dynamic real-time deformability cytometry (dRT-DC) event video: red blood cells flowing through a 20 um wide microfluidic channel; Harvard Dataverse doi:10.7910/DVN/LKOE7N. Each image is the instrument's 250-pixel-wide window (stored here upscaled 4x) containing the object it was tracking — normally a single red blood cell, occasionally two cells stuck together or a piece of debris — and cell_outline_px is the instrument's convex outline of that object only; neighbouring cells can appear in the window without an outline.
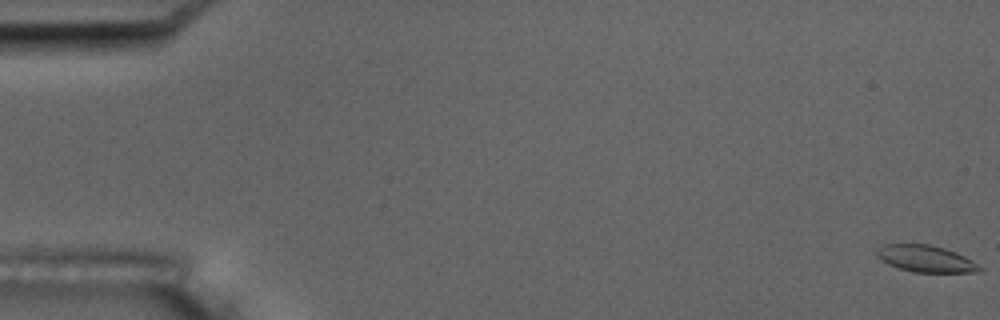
{"species": "common noctule bat (a hibernating species)", "species_latin": "Nyctalus noctula", "temperature_condition": "room temperature", "stored_images_in_passage": 57, "camera_frame_rate_fps": 3000, "um_per_image_px": 0.085, "animal": {"sex": "male", "body_mass_g": 17.5, "forearm_length_mm": 52.3}, "frame": {"image": 1, "passage_image": 1, "time_ms": 0.0, "image_size_px": [1000, 320], "cell_outline_px": [[984, 268], [976, 272], [912, 272], [888, 264], [876, 256], [876, 252], [884, 244], [928, 244], [944, 248], [956, 252], [972, 260]], "centroid_in_image_um": [78.7, 21.99], "position_along_channel_um": 6.3, "area_um2": 15.9}}
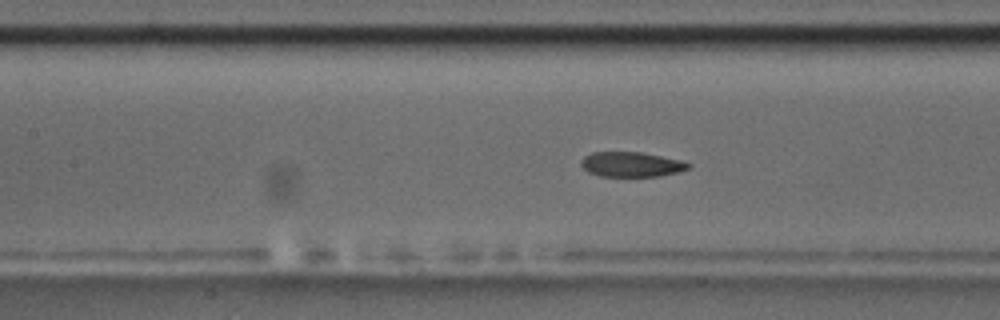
{"frame": {"image": 2, "passage_image": 26, "time_ms": 8.333, "image_size_px": [1000, 320], "cell_outline_px": [[692, 164], [688, 168], [680, 172], [660, 176], [600, 176], [588, 172], [580, 164], [580, 160], [584, 156], [592, 152], [640, 152], [680, 160]], "centroid_in_image_um": [53.65, 13.97], "position_along_channel_um": 153.8, "area_um2": 15.55}}
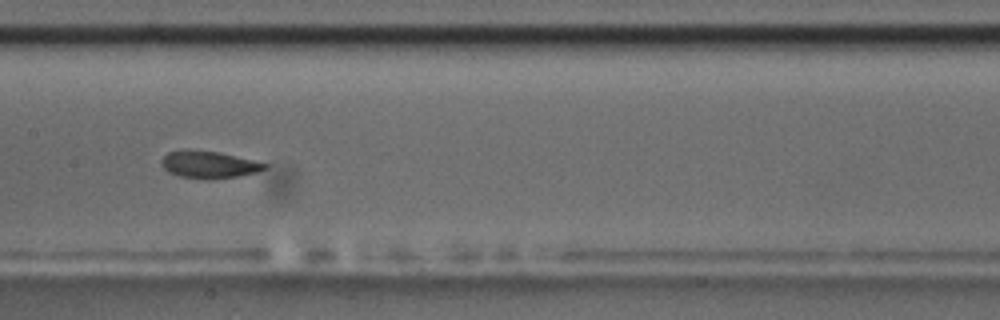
{"frame": {"image": 3, "passage_image": 29, "time_ms": 9.333, "image_size_px": [1000, 320], "cell_outline_px": [[268, 168], [256, 172], [236, 176], [204, 180], [180, 176], [168, 172], [160, 164], [160, 160], [168, 152], [184, 148], [188, 148], [220, 152], [268, 164]], "centroid_in_image_um": [17.7, 13.97], "position_along_channel_um": 189.7, "area_um2": 16.59}, "authors_computed_cell_mechanics": {"area_um2": 16.5308, "velocity_mm_per_s": 3.6273, "shape_relaxation_time_tau1_ms": 5.5162, "shape_relaxation_time_tau2_ms": 3.0582, "deformation_change_tau1": 0.1835, "deformation_change_tau2": 0.0691}}